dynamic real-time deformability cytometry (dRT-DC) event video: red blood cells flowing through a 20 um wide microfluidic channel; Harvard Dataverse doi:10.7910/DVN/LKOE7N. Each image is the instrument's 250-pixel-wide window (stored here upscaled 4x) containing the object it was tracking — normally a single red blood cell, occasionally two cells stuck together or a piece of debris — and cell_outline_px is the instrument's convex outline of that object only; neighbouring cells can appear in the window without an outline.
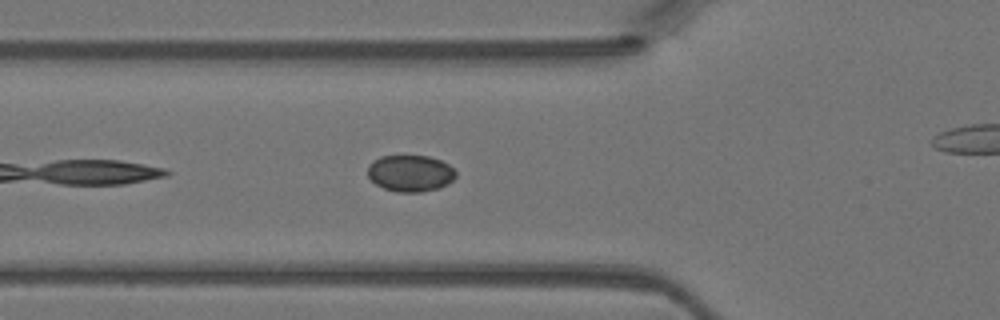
{"species": "Egyptian fruit bat (a non-hibernating species)", "species_latin": "Rousettus aegyptiacus", "temperature_condition": "warm", "stored_images_in_passage": 22, "camera_frame_rate_fps": 3000, "um_per_image_px": 0.085, "animal": {"sex": "female"}, "frame": {"image": 1, "passage_image": 4, "time_ms": 1.0, "image_size_px": [1000, 320], "cell_outline_px": [[456, 176], [448, 184], [440, 188], [420, 192], [396, 192], [384, 188], [376, 184], [368, 176], [368, 164], [372, 160], [380, 156], [428, 156], [440, 160], [448, 164], [456, 172]], "centroid_in_image_um": [34.87, 14.73], "position_along_channel_um": 90.9, "area_um2": 18.84}}